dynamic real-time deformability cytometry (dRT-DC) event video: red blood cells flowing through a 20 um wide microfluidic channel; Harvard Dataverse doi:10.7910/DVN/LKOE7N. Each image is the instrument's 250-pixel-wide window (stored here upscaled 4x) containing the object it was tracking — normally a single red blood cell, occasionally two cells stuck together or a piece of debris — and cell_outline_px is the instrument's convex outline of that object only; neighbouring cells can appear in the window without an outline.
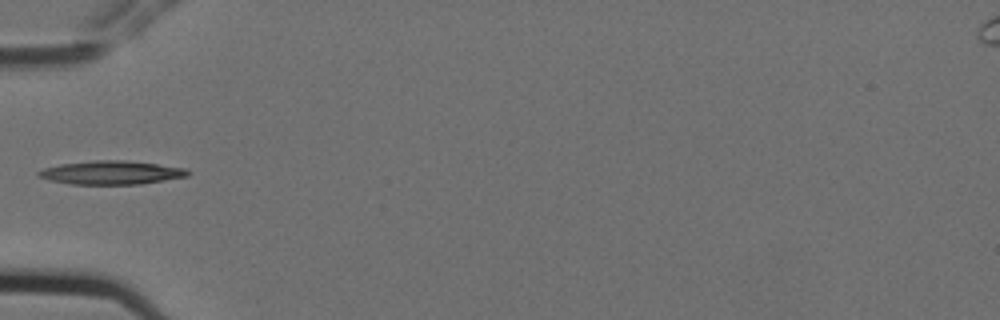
{"species": "Egyptian fruit bat (a non-hibernating species)", "species_latin": "Rousettus aegyptiacus", "temperature_condition": "cold", "stored_images_in_passage": 1, "camera_frame_rate_fps": 3000, "um_per_image_px": 0.085, "animal": {"sex": "female"}, "frame": {"image": 1, "passage_image": 1, "time_ms": 0.0, "image_size_px": [1000, 320], "cell_outline_px": [[192, 172], [188, 176], [140, 184], [68, 184], [48, 180], [36, 176], [36, 172], [44, 168], [60, 164], [96, 160], [124, 160], [156, 164], [184, 168]], "centroid_in_image_um": [9.41, 14.67], "position_along_channel_um": 75.6, "area_um2": 20.52}}